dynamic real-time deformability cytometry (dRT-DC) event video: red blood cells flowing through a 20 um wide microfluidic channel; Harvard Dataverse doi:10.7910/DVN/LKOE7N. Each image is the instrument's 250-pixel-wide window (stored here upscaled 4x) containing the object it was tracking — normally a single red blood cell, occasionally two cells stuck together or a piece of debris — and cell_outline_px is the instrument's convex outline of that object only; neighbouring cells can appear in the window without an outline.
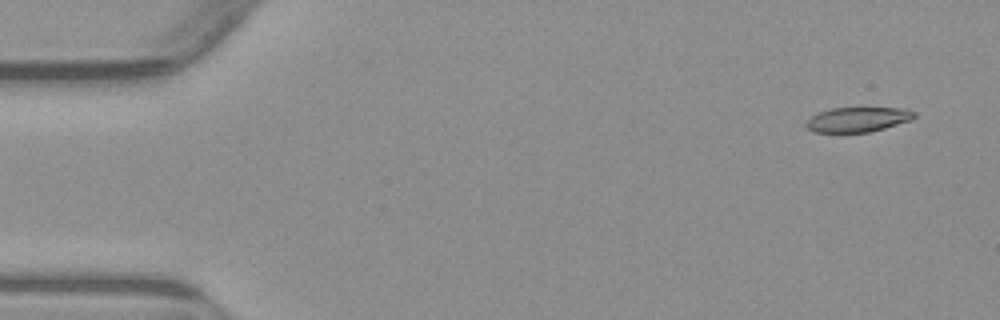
{"species": "common noctule bat (a hibernating species)", "species_latin": "Nyctalus noctula", "temperature_condition": "warm", "stored_images_in_passage": 4, "camera_frame_rate_fps": 3000, "um_per_image_px": 0.085, "animal": {"sex": "male", "body_mass_g": 23.1, "forearm_length_mm": 52.7}, "frame": {"image": 1, "passage_image": 1, "time_ms": 0.0, "image_size_px": [1000, 320], "cell_outline_px": [[916, 116], [912, 120], [884, 128], [868, 132], [812, 132], [804, 124], [812, 116], [820, 112], [832, 108], [908, 108], [916, 112]], "centroid_in_image_um": [72.95, 10.15], "position_along_channel_um": 12.0, "area_um2": 15.61}}
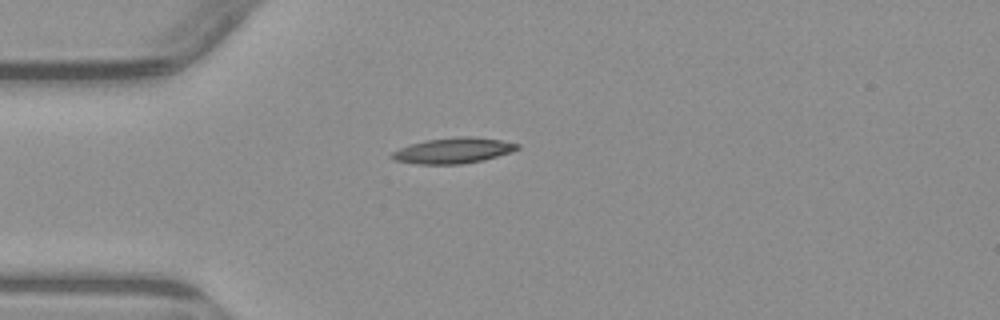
{"frame": {"image": 2, "passage_image": 4, "time_ms": 3.667, "image_size_px": [1000, 320], "cell_outline_px": [[520, 148], [512, 152], [480, 160], [460, 164], [416, 164], [396, 160], [388, 156], [392, 152], [400, 148], [412, 144], [428, 140], [460, 136], [472, 136], [500, 140], [520, 144]], "centroid_in_image_um": [38.53, 12.79], "position_along_channel_um": 46.5, "area_um2": 18.5}}